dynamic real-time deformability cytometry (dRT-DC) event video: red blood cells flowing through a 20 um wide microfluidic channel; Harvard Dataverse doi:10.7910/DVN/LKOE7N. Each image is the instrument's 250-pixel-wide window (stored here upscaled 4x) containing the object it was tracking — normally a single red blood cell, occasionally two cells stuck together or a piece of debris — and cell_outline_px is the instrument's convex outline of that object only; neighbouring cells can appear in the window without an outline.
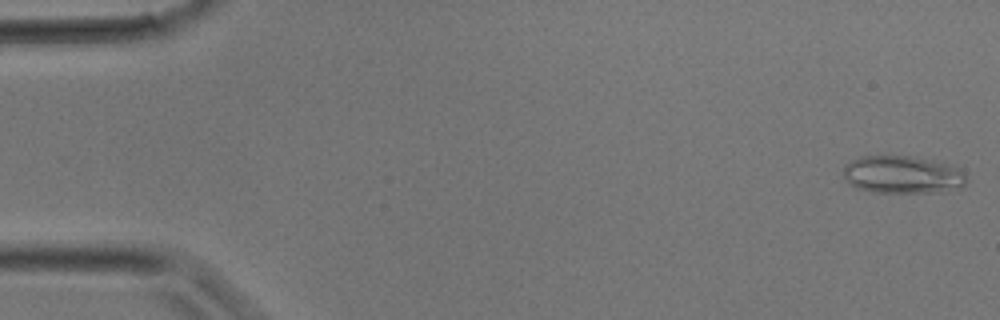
{"species": "common noctule bat (a hibernating species)", "species_latin": "Nyctalus noctula", "temperature_condition": "room temperature", "stored_images_in_passage": 32, "camera_frame_rate_fps": 3000, "um_per_image_px": 0.085, "animal": {"sex": "male", "body_mass_g": 17.9}, "frame": {"image": 1, "passage_image": 1, "time_ms": 0.0, "image_size_px": [1000, 320], "cell_outline_px": [[968, 180], [960, 188], [932, 192], [876, 192], [856, 188], [848, 184], [844, 180], [844, 164], [860, 156], [908, 156], [932, 160], [948, 164], [956, 168]], "centroid_in_image_um": [76.64, 14.85], "position_along_channel_um": 8.4, "area_um2": 26.82}}
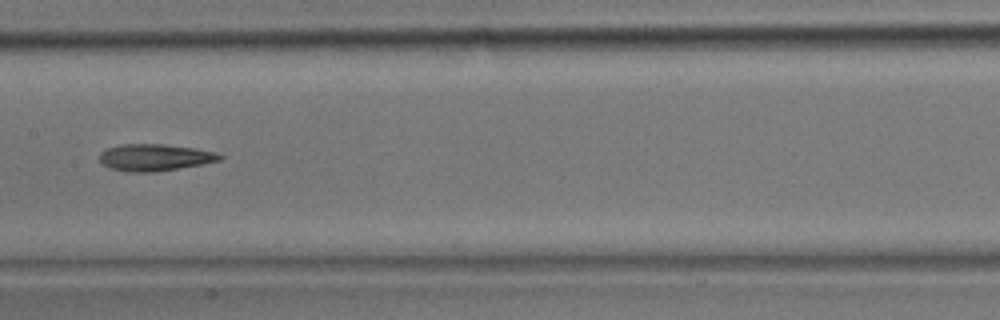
{"frame": {"image": 2, "passage_image": 16, "time_ms": 5.0, "image_size_px": [1000, 320], "cell_outline_px": [[224, 156], [220, 160], [200, 164], [156, 172], [128, 172], [108, 168], [100, 160], [100, 152], [108, 148], [120, 144], [160, 144], [196, 148], [216, 152]], "centroid_in_image_um": [13.14, 13.38], "position_along_channel_um": 194.3, "area_um2": 18.73}}
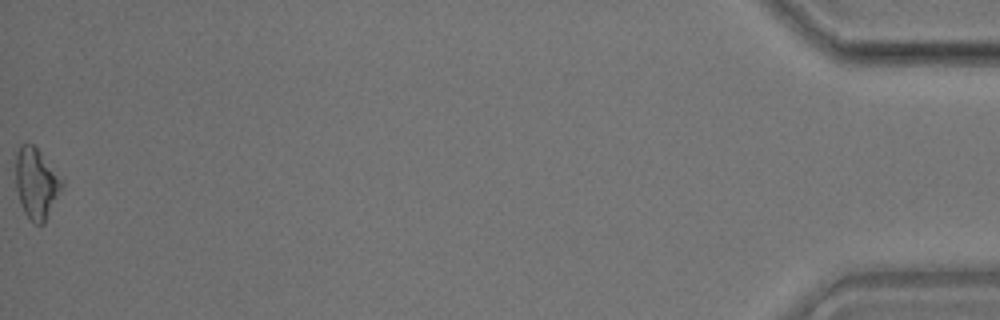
{"frame": {"image": 3, "passage_image": 32, "time_ms": 10.333, "image_size_px": [1000, 320], "cell_outline_px": [[64, 184], [44, 224], [36, 224], [24, 212], [20, 204], [16, 188], [16, 152], [20, 144], [32, 144], [40, 152], [64, 180]], "centroid_in_image_um": [3.09, 15.58], "position_along_channel_um": 432.1, "area_um2": 18.9}}